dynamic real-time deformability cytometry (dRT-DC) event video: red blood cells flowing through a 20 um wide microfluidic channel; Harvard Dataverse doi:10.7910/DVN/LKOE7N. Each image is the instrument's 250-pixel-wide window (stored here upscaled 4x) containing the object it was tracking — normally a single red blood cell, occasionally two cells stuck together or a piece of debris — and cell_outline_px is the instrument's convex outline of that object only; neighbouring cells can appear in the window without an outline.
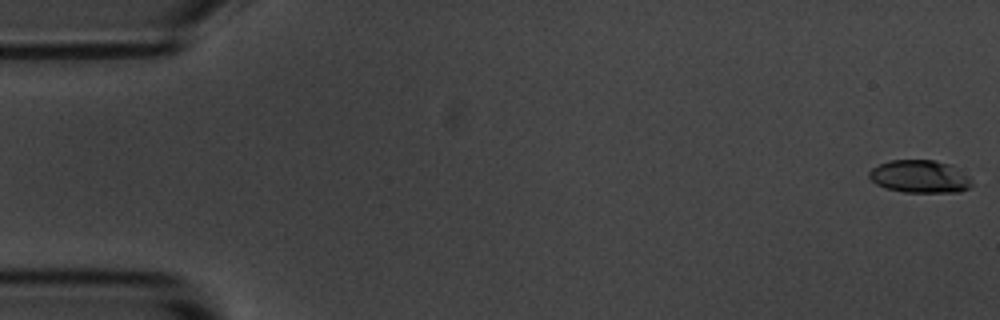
{"species": "common noctule bat (a hibernating species)", "species_latin": "Nyctalus noctula", "temperature_condition": "room temperature", "stored_images_in_passage": 15, "camera_frame_rate_fps": 3000, "um_per_image_px": 0.085, "animal": {"sex": "male", "body_mass_g": 20.1, "forearm_length_mm": 53.5}, "frame": {"image": 1, "passage_image": 1, "time_ms": 0.0, "image_size_px": [1000, 320], "cell_outline_px": [[976, 184], [960, 192], [904, 192], [884, 188], [876, 184], [868, 176], [868, 172], [872, 168], [880, 164], [892, 160], [936, 160], [952, 164], [968, 176]], "centroid_in_image_um": [78.22, 15.01], "position_along_channel_um": 6.8, "area_um2": 19.83}}
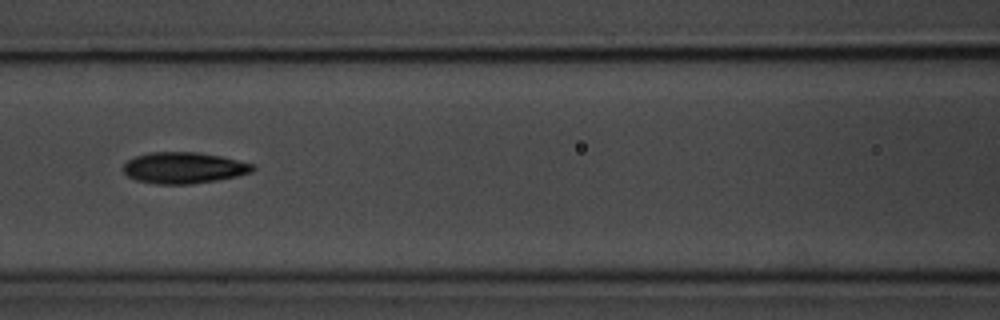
{"frame": {"image": 2, "passage_image": 7, "time_ms": 7.667, "image_size_px": [1000, 320], "cell_outline_px": [[256, 168], [252, 172], [236, 176], [216, 180], [192, 184], [156, 184], [136, 180], [128, 176], [124, 172], [124, 164], [128, 160], [136, 156], [148, 152], [196, 152], [220, 156], [256, 164]], "centroid_in_image_um": [15.64, 14.26], "position_along_channel_um": 151.0, "area_um2": 23.58}}
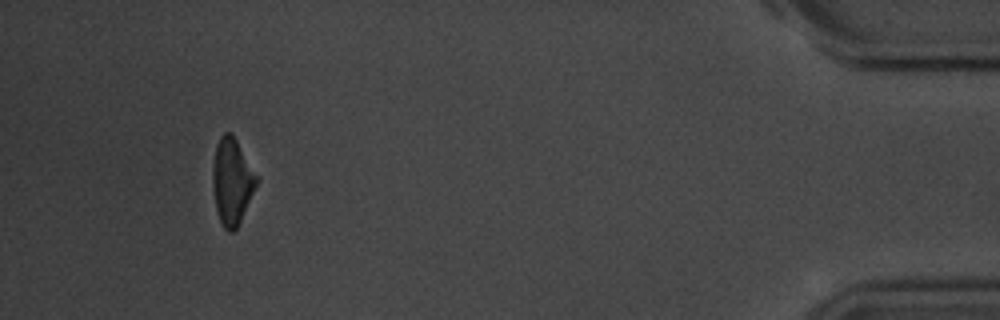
{"frame": {"image": 3, "passage_image": 14, "time_ms": 16.667, "image_size_px": [1000, 320], "cell_outline_px": [[256, 184], [240, 220], [236, 228], [232, 232], [228, 232], [224, 228], [220, 220], [216, 208], [212, 184], [212, 168], [216, 144], [220, 136], [224, 132], [232, 132], [256, 176]], "centroid_in_image_um": [19.66, 15.38], "position_along_channel_um": 415.5, "area_um2": 21.39}, "authors_computed_cell_mechanics": {"area_um2": 22.4842, "velocity_mm_per_s": 3.7054, "shape_relaxation_time_tau1_ms": 5.288, "shape_relaxation_time_tau2_ms": 3.0495, "deformation_change_tau1": 0.151, "deformation_change_tau2": 0.0849}}